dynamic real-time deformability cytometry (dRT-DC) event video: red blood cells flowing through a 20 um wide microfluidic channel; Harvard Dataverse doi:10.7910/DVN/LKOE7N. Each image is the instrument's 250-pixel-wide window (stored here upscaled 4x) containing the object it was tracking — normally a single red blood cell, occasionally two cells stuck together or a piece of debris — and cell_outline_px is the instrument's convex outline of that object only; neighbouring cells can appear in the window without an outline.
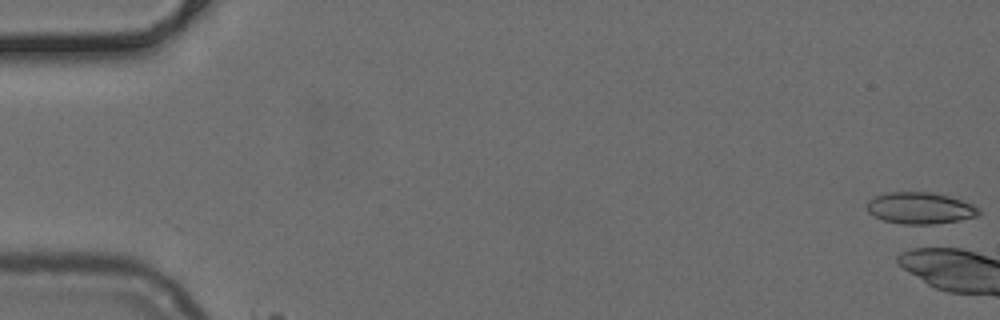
{"species": "common noctule bat (a hibernating species)", "species_latin": "Nyctalus noctula", "temperature_condition": "cold", "stored_images_in_passage": 3, "camera_frame_rate_fps": 3000, "um_per_image_px": 0.085, "animal": {"sex": "female", "body_mass_g": 24.6, "forearm_length_mm": 56.2}, "frame": {"image": 1, "passage_image": 1, "time_ms": 0.0, "image_size_px": [1000, 320], "cell_outline_px": [[980, 212], [976, 216], [960, 220], [932, 224], [900, 224], [884, 220], [868, 212], [868, 200], [876, 196], [888, 192], [932, 192], [948, 196], [972, 204], [980, 208]], "centroid_in_image_um": [78.22, 17.69], "position_along_channel_um": 6.8, "area_um2": 20.4}}